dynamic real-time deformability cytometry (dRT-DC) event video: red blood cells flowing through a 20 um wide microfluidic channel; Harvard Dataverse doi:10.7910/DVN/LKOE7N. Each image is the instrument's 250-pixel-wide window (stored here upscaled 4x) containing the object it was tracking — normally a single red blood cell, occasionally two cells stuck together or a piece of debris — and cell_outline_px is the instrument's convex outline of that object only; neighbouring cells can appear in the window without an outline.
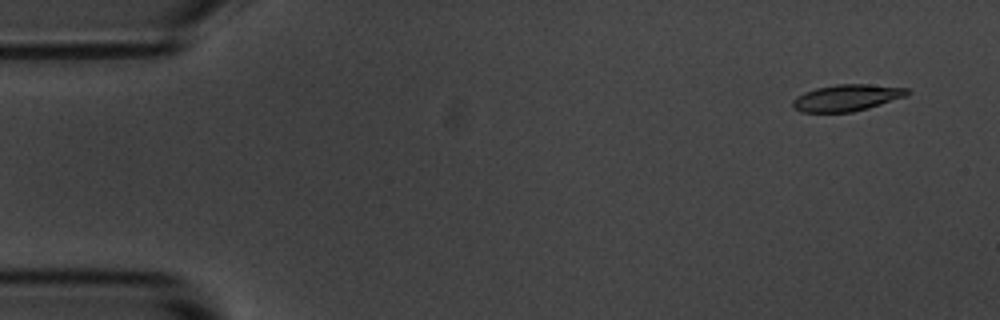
{"species": "common noctule bat (a hibernating species)", "species_latin": "Nyctalus noctula", "temperature_condition": "room temperature", "stored_images_in_passage": 6, "camera_frame_rate_fps": 3000, "um_per_image_px": 0.085, "animal": {"sex": "male", "body_mass_g": 20.1, "forearm_length_mm": 53.5}, "frame": {"image": 1, "passage_image": 1, "time_ms": 0.0, "image_size_px": [1000, 320], "cell_outline_px": [[912, 92], [908, 96], [868, 108], [852, 112], [800, 112], [792, 108], [792, 100], [796, 96], [804, 92], [816, 88], [836, 84], [868, 84], [908, 88]], "centroid_in_image_um": [71.98, 8.31], "position_along_channel_um": 13.0, "area_um2": 17.98}}
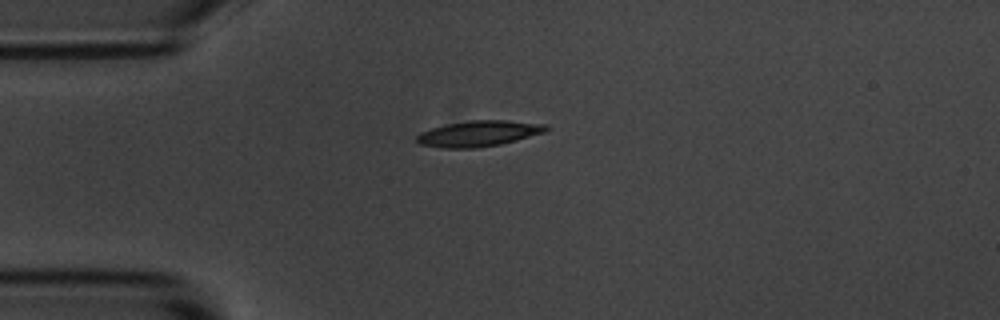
{"frame": {"image": 2, "passage_image": 4, "time_ms": 3.333, "image_size_px": [1000, 320], "cell_outline_px": [[552, 128], [544, 132], [516, 140], [500, 144], [476, 148], [440, 148], [420, 144], [416, 140], [416, 136], [420, 132], [432, 128], [448, 124], [472, 120], [508, 120], [548, 124]], "centroid_in_image_um": [40.72, 11.35], "position_along_channel_um": 44.3, "area_um2": 19.48}}
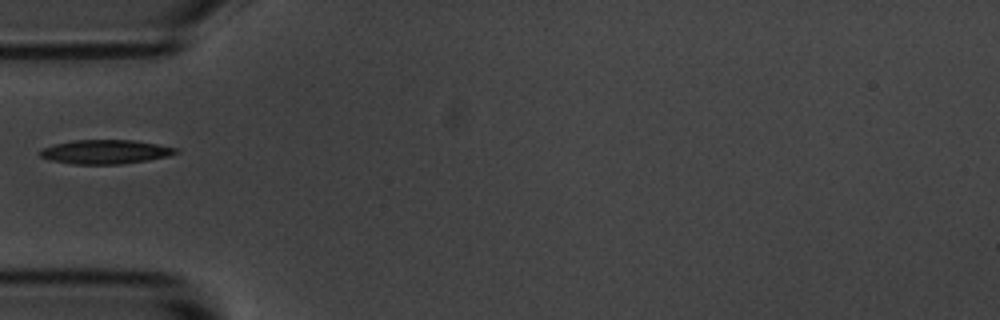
{"frame": {"image": 3, "passage_image": 5, "time_ms": 4.667, "image_size_px": [1000, 320], "cell_outline_px": [[180, 152], [168, 156], [148, 160], [120, 164], [72, 164], [52, 160], [40, 156], [40, 152], [44, 148], [56, 144], [72, 140], [132, 140], [180, 148]], "centroid_in_image_um": [9.02, 12.9], "position_along_channel_um": 76.0, "area_um2": 18.9}}